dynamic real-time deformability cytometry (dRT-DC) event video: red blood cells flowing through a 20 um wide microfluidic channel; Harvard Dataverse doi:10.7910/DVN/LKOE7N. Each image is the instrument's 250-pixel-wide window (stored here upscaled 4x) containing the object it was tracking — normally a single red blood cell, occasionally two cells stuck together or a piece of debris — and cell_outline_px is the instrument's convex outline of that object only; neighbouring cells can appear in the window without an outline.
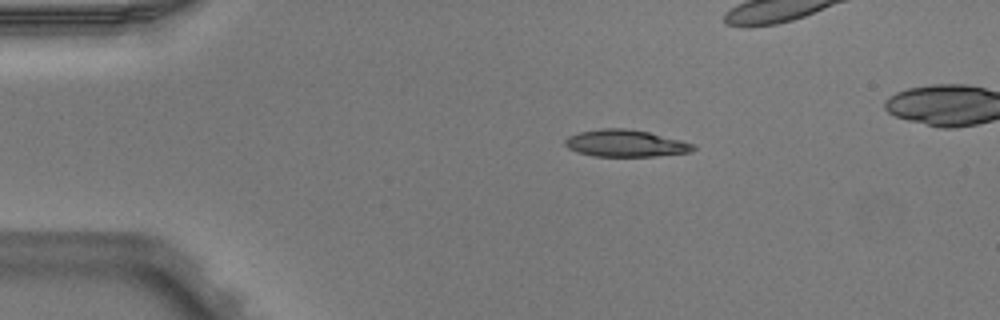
{"species": "Egyptian fruit bat (a non-hibernating species)", "species_latin": "Rousettus aegyptiacus", "temperature_condition": "warm", "stored_images_in_passage": 5, "camera_frame_rate_fps": 3000, "um_per_image_px": 0.085, "animal": {"sex": "male"}, "frame": {"image": 1, "passage_image": 1, "time_ms": 0.0, "image_size_px": [1000, 320], "cell_outline_px": [[696, 148], [688, 152], [656, 156], [592, 156], [576, 152], [568, 148], [564, 144], [564, 140], [568, 136], [580, 132], [600, 128], [624, 128], [648, 132], [696, 144]], "centroid_in_image_um": [53.13, 12.18], "position_along_channel_um": 31.9, "area_um2": 20.11}}
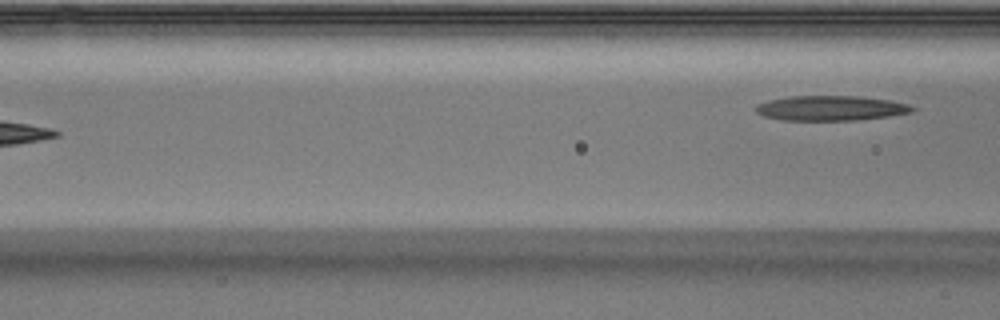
{"frame": {"image": 2, "passage_image": 5, "time_ms": 1.333, "image_size_px": [1000, 320], "cell_outline_px": [[916, 108], [912, 112], [888, 116], [856, 120], [784, 120], [764, 116], [756, 112], [752, 108], [756, 104], [768, 100], [788, 96], [860, 96], [888, 100], [908, 104]], "centroid_in_image_um": [70.56, 9.19], "position_along_channel_um": 96.0, "area_um2": 22.77}}